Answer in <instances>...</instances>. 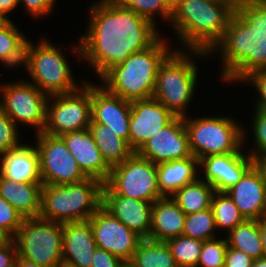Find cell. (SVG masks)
<instances>
[{
  "label": "cell",
  "instance_id": "obj_54",
  "mask_svg": "<svg viewBox=\"0 0 266 267\" xmlns=\"http://www.w3.org/2000/svg\"><path fill=\"white\" fill-rule=\"evenodd\" d=\"M229 1L230 3H251L249 0H223Z\"/></svg>",
  "mask_w": 266,
  "mask_h": 267
},
{
  "label": "cell",
  "instance_id": "obj_50",
  "mask_svg": "<svg viewBox=\"0 0 266 267\" xmlns=\"http://www.w3.org/2000/svg\"><path fill=\"white\" fill-rule=\"evenodd\" d=\"M252 267H266V257L253 260Z\"/></svg>",
  "mask_w": 266,
  "mask_h": 267
},
{
  "label": "cell",
  "instance_id": "obj_5",
  "mask_svg": "<svg viewBox=\"0 0 266 267\" xmlns=\"http://www.w3.org/2000/svg\"><path fill=\"white\" fill-rule=\"evenodd\" d=\"M182 49L184 48L173 49L159 65L152 98L162 103L175 116L185 117L198 82V65L191 57L193 54L194 57H206L208 53Z\"/></svg>",
  "mask_w": 266,
  "mask_h": 267
},
{
  "label": "cell",
  "instance_id": "obj_8",
  "mask_svg": "<svg viewBox=\"0 0 266 267\" xmlns=\"http://www.w3.org/2000/svg\"><path fill=\"white\" fill-rule=\"evenodd\" d=\"M63 223L41 217L24 219L13 240L19 257L43 267H60Z\"/></svg>",
  "mask_w": 266,
  "mask_h": 267
},
{
  "label": "cell",
  "instance_id": "obj_2",
  "mask_svg": "<svg viewBox=\"0 0 266 267\" xmlns=\"http://www.w3.org/2000/svg\"><path fill=\"white\" fill-rule=\"evenodd\" d=\"M89 9L88 29L73 51L87 60L99 78L161 37L156 24L123 8L116 0H99Z\"/></svg>",
  "mask_w": 266,
  "mask_h": 267
},
{
  "label": "cell",
  "instance_id": "obj_14",
  "mask_svg": "<svg viewBox=\"0 0 266 267\" xmlns=\"http://www.w3.org/2000/svg\"><path fill=\"white\" fill-rule=\"evenodd\" d=\"M156 165L192 156L184 117L176 116L136 152Z\"/></svg>",
  "mask_w": 266,
  "mask_h": 267
},
{
  "label": "cell",
  "instance_id": "obj_1",
  "mask_svg": "<svg viewBox=\"0 0 266 267\" xmlns=\"http://www.w3.org/2000/svg\"><path fill=\"white\" fill-rule=\"evenodd\" d=\"M258 9L252 3L223 0H182L173 11L170 25L185 50L221 56V78L226 67L254 43Z\"/></svg>",
  "mask_w": 266,
  "mask_h": 267
},
{
  "label": "cell",
  "instance_id": "obj_4",
  "mask_svg": "<svg viewBox=\"0 0 266 267\" xmlns=\"http://www.w3.org/2000/svg\"><path fill=\"white\" fill-rule=\"evenodd\" d=\"M103 185L91 177L78 183L43 184L39 217L60 223L88 220L101 207Z\"/></svg>",
  "mask_w": 266,
  "mask_h": 267
},
{
  "label": "cell",
  "instance_id": "obj_9",
  "mask_svg": "<svg viewBox=\"0 0 266 267\" xmlns=\"http://www.w3.org/2000/svg\"><path fill=\"white\" fill-rule=\"evenodd\" d=\"M105 184L123 197L155 202L163 198L158 186L157 165L134 152L113 166Z\"/></svg>",
  "mask_w": 266,
  "mask_h": 267
},
{
  "label": "cell",
  "instance_id": "obj_25",
  "mask_svg": "<svg viewBox=\"0 0 266 267\" xmlns=\"http://www.w3.org/2000/svg\"><path fill=\"white\" fill-rule=\"evenodd\" d=\"M43 183H19L0 177V195L11 204L24 219L39 217Z\"/></svg>",
  "mask_w": 266,
  "mask_h": 267
},
{
  "label": "cell",
  "instance_id": "obj_55",
  "mask_svg": "<svg viewBox=\"0 0 266 267\" xmlns=\"http://www.w3.org/2000/svg\"><path fill=\"white\" fill-rule=\"evenodd\" d=\"M2 168H3V153L0 152V177L2 176Z\"/></svg>",
  "mask_w": 266,
  "mask_h": 267
},
{
  "label": "cell",
  "instance_id": "obj_35",
  "mask_svg": "<svg viewBox=\"0 0 266 267\" xmlns=\"http://www.w3.org/2000/svg\"><path fill=\"white\" fill-rule=\"evenodd\" d=\"M123 8L132 10L147 20L156 23L155 15L171 22L172 12L166 7L163 0H116Z\"/></svg>",
  "mask_w": 266,
  "mask_h": 267
},
{
  "label": "cell",
  "instance_id": "obj_18",
  "mask_svg": "<svg viewBox=\"0 0 266 267\" xmlns=\"http://www.w3.org/2000/svg\"><path fill=\"white\" fill-rule=\"evenodd\" d=\"M100 87V88H99ZM131 102L91 83V121L109 126L128 142Z\"/></svg>",
  "mask_w": 266,
  "mask_h": 267
},
{
  "label": "cell",
  "instance_id": "obj_43",
  "mask_svg": "<svg viewBox=\"0 0 266 267\" xmlns=\"http://www.w3.org/2000/svg\"><path fill=\"white\" fill-rule=\"evenodd\" d=\"M253 260L249 255L234 248H227L225 255L226 267H252Z\"/></svg>",
  "mask_w": 266,
  "mask_h": 267
},
{
  "label": "cell",
  "instance_id": "obj_39",
  "mask_svg": "<svg viewBox=\"0 0 266 267\" xmlns=\"http://www.w3.org/2000/svg\"><path fill=\"white\" fill-rule=\"evenodd\" d=\"M254 111L251 129L256 149L247 152L251 157L266 154V111L257 108Z\"/></svg>",
  "mask_w": 266,
  "mask_h": 267
},
{
  "label": "cell",
  "instance_id": "obj_10",
  "mask_svg": "<svg viewBox=\"0 0 266 267\" xmlns=\"http://www.w3.org/2000/svg\"><path fill=\"white\" fill-rule=\"evenodd\" d=\"M90 122L91 83L89 81H85L78 90L72 93L48 97L46 124L43 132L60 136L67 132L88 129Z\"/></svg>",
  "mask_w": 266,
  "mask_h": 267
},
{
  "label": "cell",
  "instance_id": "obj_41",
  "mask_svg": "<svg viewBox=\"0 0 266 267\" xmlns=\"http://www.w3.org/2000/svg\"><path fill=\"white\" fill-rule=\"evenodd\" d=\"M254 44L266 54V6L259 8L254 23Z\"/></svg>",
  "mask_w": 266,
  "mask_h": 267
},
{
  "label": "cell",
  "instance_id": "obj_48",
  "mask_svg": "<svg viewBox=\"0 0 266 267\" xmlns=\"http://www.w3.org/2000/svg\"><path fill=\"white\" fill-rule=\"evenodd\" d=\"M16 265L17 267H43L33 261H29L19 256L16 258Z\"/></svg>",
  "mask_w": 266,
  "mask_h": 267
},
{
  "label": "cell",
  "instance_id": "obj_47",
  "mask_svg": "<svg viewBox=\"0 0 266 267\" xmlns=\"http://www.w3.org/2000/svg\"><path fill=\"white\" fill-rule=\"evenodd\" d=\"M260 233L264 257H266V218L260 219Z\"/></svg>",
  "mask_w": 266,
  "mask_h": 267
},
{
  "label": "cell",
  "instance_id": "obj_49",
  "mask_svg": "<svg viewBox=\"0 0 266 267\" xmlns=\"http://www.w3.org/2000/svg\"><path fill=\"white\" fill-rule=\"evenodd\" d=\"M182 0H163L166 7L173 13V11L180 5Z\"/></svg>",
  "mask_w": 266,
  "mask_h": 267
},
{
  "label": "cell",
  "instance_id": "obj_13",
  "mask_svg": "<svg viewBox=\"0 0 266 267\" xmlns=\"http://www.w3.org/2000/svg\"><path fill=\"white\" fill-rule=\"evenodd\" d=\"M97 248L130 261L143 239L100 207L89 219Z\"/></svg>",
  "mask_w": 266,
  "mask_h": 267
},
{
  "label": "cell",
  "instance_id": "obj_11",
  "mask_svg": "<svg viewBox=\"0 0 266 267\" xmlns=\"http://www.w3.org/2000/svg\"><path fill=\"white\" fill-rule=\"evenodd\" d=\"M0 93V107L16 125L22 122L36 133L44 131L47 94L27 80L4 84Z\"/></svg>",
  "mask_w": 266,
  "mask_h": 267
},
{
  "label": "cell",
  "instance_id": "obj_45",
  "mask_svg": "<svg viewBox=\"0 0 266 267\" xmlns=\"http://www.w3.org/2000/svg\"><path fill=\"white\" fill-rule=\"evenodd\" d=\"M253 166L259 172L263 182L266 184V154L252 157Z\"/></svg>",
  "mask_w": 266,
  "mask_h": 267
},
{
  "label": "cell",
  "instance_id": "obj_29",
  "mask_svg": "<svg viewBox=\"0 0 266 267\" xmlns=\"http://www.w3.org/2000/svg\"><path fill=\"white\" fill-rule=\"evenodd\" d=\"M28 38L11 19L0 25V61L8 68L24 65ZM21 64V65H20Z\"/></svg>",
  "mask_w": 266,
  "mask_h": 267
},
{
  "label": "cell",
  "instance_id": "obj_42",
  "mask_svg": "<svg viewBox=\"0 0 266 267\" xmlns=\"http://www.w3.org/2000/svg\"><path fill=\"white\" fill-rule=\"evenodd\" d=\"M124 261L112 253L97 248L92 258L90 267H120Z\"/></svg>",
  "mask_w": 266,
  "mask_h": 267
},
{
  "label": "cell",
  "instance_id": "obj_16",
  "mask_svg": "<svg viewBox=\"0 0 266 267\" xmlns=\"http://www.w3.org/2000/svg\"><path fill=\"white\" fill-rule=\"evenodd\" d=\"M101 207L143 239L149 237L152 202L116 195L104 183Z\"/></svg>",
  "mask_w": 266,
  "mask_h": 267
},
{
  "label": "cell",
  "instance_id": "obj_6",
  "mask_svg": "<svg viewBox=\"0 0 266 267\" xmlns=\"http://www.w3.org/2000/svg\"><path fill=\"white\" fill-rule=\"evenodd\" d=\"M189 149L199 161L211 155L237 153L247 139L246 132L235 119L227 116L184 117Z\"/></svg>",
  "mask_w": 266,
  "mask_h": 267
},
{
  "label": "cell",
  "instance_id": "obj_38",
  "mask_svg": "<svg viewBox=\"0 0 266 267\" xmlns=\"http://www.w3.org/2000/svg\"><path fill=\"white\" fill-rule=\"evenodd\" d=\"M18 128V125L0 107V152H7L21 143L18 140Z\"/></svg>",
  "mask_w": 266,
  "mask_h": 267
},
{
  "label": "cell",
  "instance_id": "obj_27",
  "mask_svg": "<svg viewBox=\"0 0 266 267\" xmlns=\"http://www.w3.org/2000/svg\"><path fill=\"white\" fill-rule=\"evenodd\" d=\"M88 131L94 138L102 158L110 168L122 163L134 153L128 142L119 137L109 126L91 121Z\"/></svg>",
  "mask_w": 266,
  "mask_h": 267
},
{
  "label": "cell",
  "instance_id": "obj_34",
  "mask_svg": "<svg viewBox=\"0 0 266 267\" xmlns=\"http://www.w3.org/2000/svg\"><path fill=\"white\" fill-rule=\"evenodd\" d=\"M215 218L211 208L188 214L185 218L183 234L186 237L207 241L216 237Z\"/></svg>",
  "mask_w": 266,
  "mask_h": 267
},
{
  "label": "cell",
  "instance_id": "obj_40",
  "mask_svg": "<svg viewBox=\"0 0 266 267\" xmlns=\"http://www.w3.org/2000/svg\"><path fill=\"white\" fill-rule=\"evenodd\" d=\"M23 3L25 10L32 17H45V15L51 14L53 6H55L56 0H19V4Z\"/></svg>",
  "mask_w": 266,
  "mask_h": 267
},
{
  "label": "cell",
  "instance_id": "obj_22",
  "mask_svg": "<svg viewBox=\"0 0 266 267\" xmlns=\"http://www.w3.org/2000/svg\"><path fill=\"white\" fill-rule=\"evenodd\" d=\"M246 219L260 220L266 215V184L252 166L241 180L225 191Z\"/></svg>",
  "mask_w": 266,
  "mask_h": 267
},
{
  "label": "cell",
  "instance_id": "obj_53",
  "mask_svg": "<svg viewBox=\"0 0 266 267\" xmlns=\"http://www.w3.org/2000/svg\"><path fill=\"white\" fill-rule=\"evenodd\" d=\"M120 267H136L131 261H124Z\"/></svg>",
  "mask_w": 266,
  "mask_h": 267
},
{
  "label": "cell",
  "instance_id": "obj_21",
  "mask_svg": "<svg viewBox=\"0 0 266 267\" xmlns=\"http://www.w3.org/2000/svg\"><path fill=\"white\" fill-rule=\"evenodd\" d=\"M60 137L64 140L67 148L77 160L79 168L87 177L98 179L103 183L108 180L111 168L102 158L88 129L67 132Z\"/></svg>",
  "mask_w": 266,
  "mask_h": 267
},
{
  "label": "cell",
  "instance_id": "obj_33",
  "mask_svg": "<svg viewBox=\"0 0 266 267\" xmlns=\"http://www.w3.org/2000/svg\"><path fill=\"white\" fill-rule=\"evenodd\" d=\"M178 267H197L204 241L180 235L166 241Z\"/></svg>",
  "mask_w": 266,
  "mask_h": 267
},
{
  "label": "cell",
  "instance_id": "obj_17",
  "mask_svg": "<svg viewBox=\"0 0 266 267\" xmlns=\"http://www.w3.org/2000/svg\"><path fill=\"white\" fill-rule=\"evenodd\" d=\"M242 151L244 150L202 158L199 167L204 170V178L201 179L212 185L217 192L227 191L253 166L252 157Z\"/></svg>",
  "mask_w": 266,
  "mask_h": 267
},
{
  "label": "cell",
  "instance_id": "obj_20",
  "mask_svg": "<svg viewBox=\"0 0 266 267\" xmlns=\"http://www.w3.org/2000/svg\"><path fill=\"white\" fill-rule=\"evenodd\" d=\"M96 249L97 245L89 219L63 223V265L90 267Z\"/></svg>",
  "mask_w": 266,
  "mask_h": 267
},
{
  "label": "cell",
  "instance_id": "obj_56",
  "mask_svg": "<svg viewBox=\"0 0 266 267\" xmlns=\"http://www.w3.org/2000/svg\"><path fill=\"white\" fill-rule=\"evenodd\" d=\"M6 20L7 18L0 13V25H2Z\"/></svg>",
  "mask_w": 266,
  "mask_h": 267
},
{
  "label": "cell",
  "instance_id": "obj_24",
  "mask_svg": "<svg viewBox=\"0 0 266 267\" xmlns=\"http://www.w3.org/2000/svg\"><path fill=\"white\" fill-rule=\"evenodd\" d=\"M186 214L171 197L152 203L151 229L147 239L164 241L183 234Z\"/></svg>",
  "mask_w": 266,
  "mask_h": 267
},
{
  "label": "cell",
  "instance_id": "obj_15",
  "mask_svg": "<svg viewBox=\"0 0 266 267\" xmlns=\"http://www.w3.org/2000/svg\"><path fill=\"white\" fill-rule=\"evenodd\" d=\"M176 116L154 98L131 102L128 145L137 152Z\"/></svg>",
  "mask_w": 266,
  "mask_h": 267
},
{
  "label": "cell",
  "instance_id": "obj_32",
  "mask_svg": "<svg viewBox=\"0 0 266 267\" xmlns=\"http://www.w3.org/2000/svg\"><path fill=\"white\" fill-rule=\"evenodd\" d=\"M216 229L226 228L231 231L246 220L236 204L226 192H215L211 202Z\"/></svg>",
  "mask_w": 266,
  "mask_h": 267
},
{
  "label": "cell",
  "instance_id": "obj_30",
  "mask_svg": "<svg viewBox=\"0 0 266 267\" xmlns=\"http://www.w3.org/2000/svg\"><path fill=\"white\" fill-rule=\"evenodd\" d=\"M226 241L228 247L242 251L254 260L264 257L260 220L246 219L228 232Z\"/></svg>",
  "mask_w": 266,
  "mask_h": 267
},
{
  "label": "cell",
  "instance_id": "obj_26",
  "mask_svg": "<svg viewBox=\"0 0 266 267\" xmlns=\"http://www.w3.org/2000/svg\"><path fill=\"white\" fill-rule=\"evenodd\" d=\"M197 168L199 160L194 156L158 164V186L161 195L170 197L179 188L194 182L199 177Z\"/></svg>",
  "mask_w": 266,
  "mask_h": 267
},
{
  "label": "cell",
  "instance_id": "obj_57",
  "mask_svg": "<svg viewBox=\"0 0 266 267\" xmlns=\"http://www.w3.org/2000/svg\"><path fill=\"white\" fill-rule=\"evenodd\" d=\"M9 267H17V265H16V261H15V263H14L13 265H11V266H9Z\"/></svg>",
  "mask_w": 266,
  "mask_h": 267
},
{
  "label": "cell",
  "instance_id": "obj_7",
  "mask_svg": "<svg viewBox=\"0 0 266 267\" xmlns=\"http://www.w3.org/2000/svg\"><path fill=\"white\" fill-rule=\"evenodd\" d=\"M34 45L28 40L23 66L33 81L30 83L43 93L48 96L72 93L85 83L82 82L80 86L75 83L70 62H67V57L58 46L46 39Z\"/></svg>",
  "mask_w": 266,
  "mask_h": 267
},
{
  "label": "cell",
  "instance_id": "obj_31",
  "mask_svg": "<svg viewBox=\"0 0 266 267\" xmlns=\"http://www.w3.org/2000/svg\"><path fill=\"white\" fill-rule=\"evenodd\" d=\"M136 267H178L164 241L142 239L130 260Z\"/></svg>",
  "mask_w": 266,
  "mask_h": 267
},
{
  "label": "cell",
  "instance_id": "obj_36",
  "mask_svg": "<svg viewBox=\"0 0 266 267\" xmlns=\"http://www.w3.org/2000/svg\"><path fill=\"white\" fill-rule=\"evenodd\" d=\"M228 245L226 239L204 241L197 267H222Z\"/></svg>",
  "mask_w": 266,
  "mask_h": 267
},
{
  "label": "cell",
  "instance_id": "obj_52",
  "mask_svg": "<svg viewBox=\"0 0 266 267\" xmlns=\"http://www.w3.org/2000/svg\"><path fill=\"white\" fill-rule=\"evenodd\" d=\"M10 238L2 231L0 230V246L6 243Z\"/></svg>",
  "mask_w": 266,
  "mask_h": 267
},
{
  "label": "cell",
  "instance_id": "obj_37",
  "mask_svg": "<svg viewBox=\"0 0 266 267\" xmlns=\"http://www.w3.org/2000/svg\"><path fill=\"white\" fill-rule=\"evenodd\" d=\"M23 222L22 215L0 195V230L13 239Z\"/></svg>",
  "mask_w": 266,
  "mask_h": 267
},
{
  "label": "cell",
  "instance_id": "obj_44",
  "mask_svg": "<svg viewBox=\"0 0 266 267\" xmlns=\"http://www.w3.org/2000/svg\"><path fill=\"white\" fill-rule=\"evenodd\" d=\"M17 247L13 239L0 246V267H9L16 261Z\"/></svg>",
  "mask_w": 266,
  "mask_h": 267
},
{
  "label": "cell",
  "instance_id": "obj_3",
  "mask_svg": "<svg viewBox=\"0 0 266 267\" xmlns=\"http://www.w3.org/2000/svg\"><path fill=\"white\" fill-rule=\"evenodd\" d=\"M172 51L161 36L152 46L109 68L100 77L103 87L129 102L152 98L159 65Z\"/></svg>",
  "mask_w": 266,
  "mask_h": 267
},
{
  "label": "cell",
  "instance_id": "obj_23",
  "mask_svg": "<svg viewBox=\"0 0 266 267\" xmlns=\"http://www.w3.org/2000/svg\"><path fill=\"white\" fill-rule=\"evenodd\" d=\"M2 176L19 183H43L37 147L20 143L4 152Z\"/></svg>",
  "mask_w": 266,
  "mask_h": 267
},
{
  "label": "cell",
  "instance_id": "obj_12",
  "mask_svg": "<svg viewBox=\"0 0 266 267\" xmlns=\"http://www.w3.org/2000/svg\"><path fill=\"white\" fill-rule=\"evenodd\" d=\"M35 134L43 184L63 185L78 183L88 178L60 136L45 132Z\"/></svg>",
  "mask_w": 266,
  "mask_h": 267
},
{
  "label": "cell",
  "instance_id": "obj_19",
  "mask_svg": "<svg viewBox=\"0 0 266 267\" xmlns=\"http://www.w3.org/2000/svg\"><path fill=\"white\" fill-rule=\"evenodd\" d=\"M226 81L252 84L259 93L255 108L266 111V54L254 43L226 67Z\"/></svg>",
  "mask_w": 266,
  "mask_h": 267
},
{
  "label": "cell",
  "instance_id": "obj_46",
  "mask_svg": "<svg viewBox=\"0 0 266 267\" xmlns=\"http://www.w3.org/2000/svg\"><path fill=\"white\" fill-rule=\"evenodd\" d=\"M19 6V0H0V13L7 19V14L13 11Z\"/></svg>",
  "mask_w": 266,
  "mask_h": 267
},
{
  "label": "cell",
  "instance_id": "obj_28",
  "mask_svg": "<svg viewBox=\"0 0 266 267\" xmlns=\"http://www.w3.org/2000/svg\"><path fill=\"white\" fill-rule=\"evenodd\" d=\"M215 192L212 185L198 177L194 182L176 190L170 197L188 215L211 208Z\"/></svg>",
  "mask_w": 266,
  "mask_h": 267
},
{
  "label": "cell",
  "instance_id": "obj_51",
  "mask_svg": "<svg viewBox=\"0 0 266 267\" xmlns=\"http://www.w3.org/2000/svg\"><path fill=\"white\" fill-rule=\"evenodd\" d=\"M257 9L266 6V0H249Z\"/></svg>",
  "mask_w": 266,
  "mask_h": 267
}]
</instances>
